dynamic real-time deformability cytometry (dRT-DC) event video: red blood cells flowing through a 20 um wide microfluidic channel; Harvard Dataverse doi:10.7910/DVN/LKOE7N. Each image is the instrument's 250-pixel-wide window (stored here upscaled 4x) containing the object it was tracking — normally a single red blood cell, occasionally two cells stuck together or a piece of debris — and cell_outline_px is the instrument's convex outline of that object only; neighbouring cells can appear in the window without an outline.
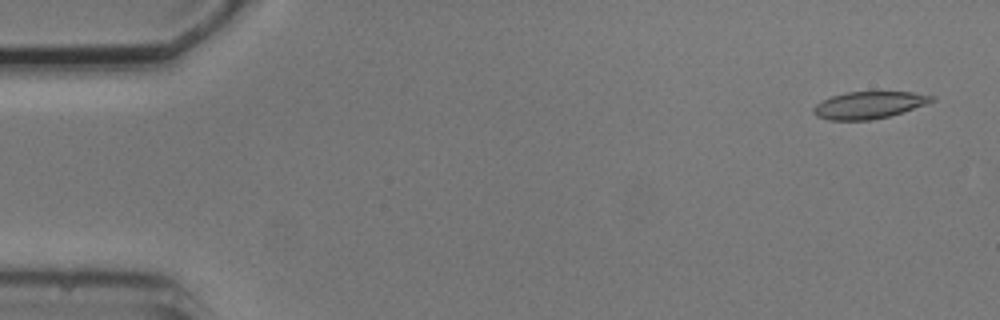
{"species": "common noctule bat (a hibernating species)", "species_latin": "Nyctalus noctula", "temperature_condition": "cold", "stored_images_in_passage": 4, "camera_frame_rate_fps": 3000, "um_per_image_px": 0.085, "animal": {"sex": "male", "body_mass_g": 20.5, "forearm_length_mm": 52.5}, "frame": {"image": 1, "passage_image": 1, "time_ms": 0.0, "image_size_px": [1000, 320], "cell_outline_px": [[936, 100], [888, 116], [872, 120], [828, 120], [816, 116], [812, 112], [812, 108], [820, 100], [832, 96], [848, 92], [912, 92], [936, 96]], "centroid_in_image_um": [73.8, 8.93], "position_along_channel_um": 11.2, "area_um2": 18.55}}
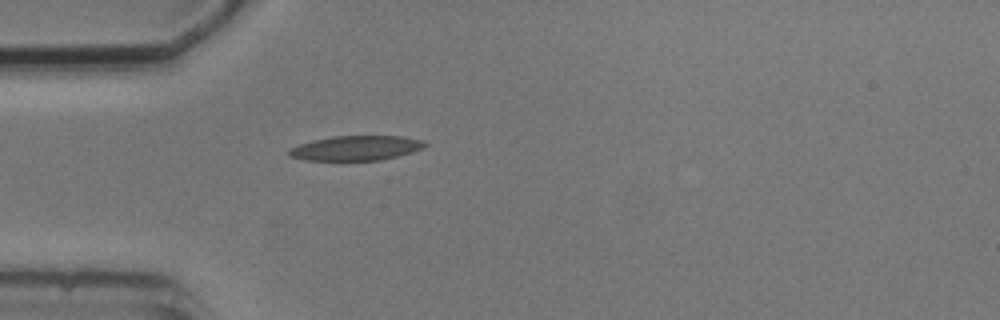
{"frame": {"image": 2, "passage_image": 4, "time_ms": 4.333, "image_size_px": [1000, 320], "cell_outline_px": [[428, 144], [424, 148], [412, 152], [380, 160], [304, 160], [288, 156], [288, 148], [312, 140], [332, 136], [404, 136], [420, 140]], "centroid_in_image_um": [30.23, 12.58], "position_along_channel_um": 54.8, "area_um2": 19.59}}